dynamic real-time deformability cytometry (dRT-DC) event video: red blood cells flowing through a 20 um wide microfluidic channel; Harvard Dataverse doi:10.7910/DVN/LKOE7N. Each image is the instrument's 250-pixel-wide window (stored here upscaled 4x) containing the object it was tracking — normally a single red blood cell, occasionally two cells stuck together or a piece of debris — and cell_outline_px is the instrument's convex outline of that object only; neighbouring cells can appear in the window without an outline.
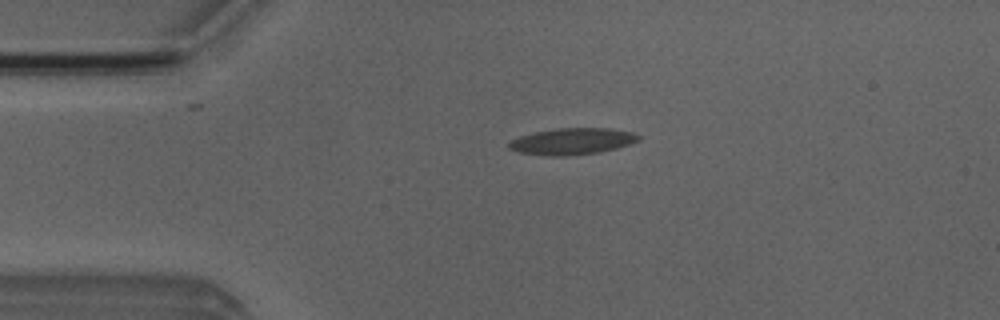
{"species": "Egyptian fruit bat (a non-hibernating species)", "species_latin": "Rousettus aegyptiacus", "temperature_condition": "room temperature", "stored_images_in_passage": 5, "camera_frame_rate_fps": 3000, "um_per_image_px": 0.085, "animal": {"sex": "male"}, "frame": {"image": 1, "passage_image": 3, "time_ms": 2.333, "image_size_px": [1000, 320], "cell_outline_px": [[640, 140], [616, 148], [600, 152], [560, 156], [552, 156], [520, 152], [508, 148], [508, 144], [512, 140], [520, 136], [536, 132], [556, 128], [608, 128], [632, 132], [640, 136]], "centroid_in_image_um": [48.65, 12.0], "position_along_channel_um": 36.4, "area_um2": 19.71}}